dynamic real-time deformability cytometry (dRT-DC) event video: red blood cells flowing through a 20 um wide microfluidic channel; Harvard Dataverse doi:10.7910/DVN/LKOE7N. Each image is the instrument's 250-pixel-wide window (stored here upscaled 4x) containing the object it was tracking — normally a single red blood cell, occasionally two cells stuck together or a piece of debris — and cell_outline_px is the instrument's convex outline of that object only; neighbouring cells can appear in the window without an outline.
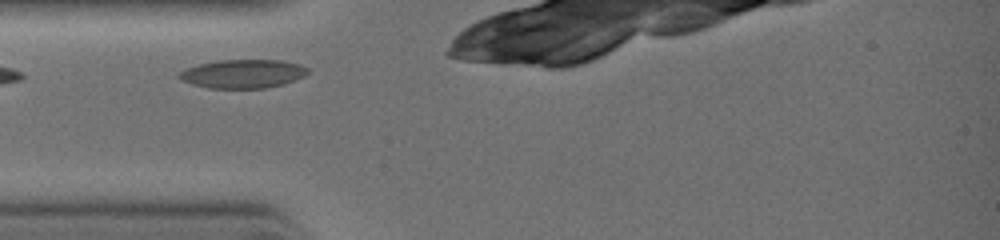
{"species": "common noctule bat (a hibernating species)", "species_latin": "Nyctalus noctula", "temperature_condition": "warm", "stored_images_in_passage": 4, "camera_frame_rate_fps": 3000, "um_per_image_px": 0.085, "animal": {"sex": "female", "body_mass_g": 19.0, "forearm_length_mm": 51.5}, "frame": {"image": 1, "passage_image": 1, "time_ms": 0.0, "image_size_px": [1000, 240], "cell_outline_px": [[308, 72], [304, 76], [280, 84], [264, 88], [208, 88], [192, 84], [176, 76], [180, 72], [188, 68], [200, 64], [216, 60], [280, 60], [300, 64], [308, 68]], "centroid_in_image_um": [20.64, 6.26], "position_along_channel_um": 64.4, "area_um2": 21.15}}
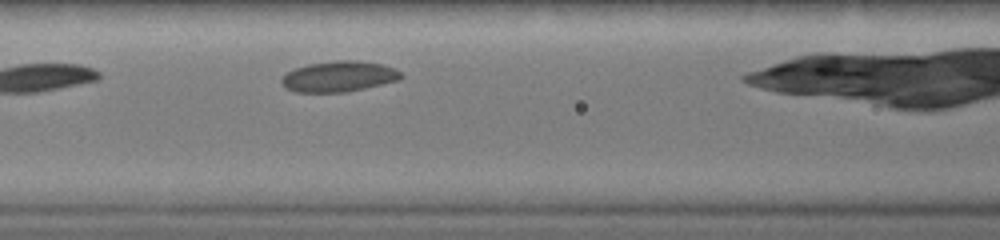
{"frame": {"image": 2, "passage_image": 3, "time_ms": 1.333, "image_size_px": [1000, 240], "cell_outline_px": [[400, 76], [396, 80], [364, 88], [344, 92], [296, 92], [288, 88], [280, 80], [288, 72], [296, 68], [308, 64], [336, 60], [356, 60], [384, 64], [400, 72]], "centroid_in_image_um": [28.78, 6.49], "position_along_channel_um": 137.8, "area_um2": 20.87}}